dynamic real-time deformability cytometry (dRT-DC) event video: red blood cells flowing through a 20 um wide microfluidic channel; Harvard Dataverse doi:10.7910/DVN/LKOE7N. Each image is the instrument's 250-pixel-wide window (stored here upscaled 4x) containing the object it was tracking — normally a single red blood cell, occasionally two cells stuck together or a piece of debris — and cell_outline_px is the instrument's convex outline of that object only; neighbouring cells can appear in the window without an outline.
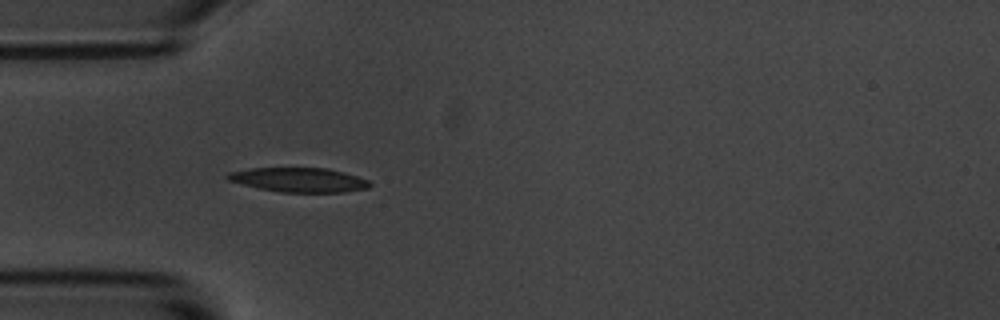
{"species": "common noctule bat (a hibernating species)", "species_latin": "Nyctalus noctula", "temperature_condition": "room temperature", "stored_images_in_passage": 12, "camera_frame_rate_fps": 3000, "um_per_image_px": 0.085, "animal": {"sex": "male", "body_mass_g": 20.1, "forearm_length_mm": 53.5}, "frame": {"image": 1, "passage_image": 6, "time_ms": 1.667, "image_size_px": [1000, 320], "cell_outline_px": [[372, 184], [368, 188], [344, 192], [280, 192], [260, 188], [228, 180], [224, 176], [228, 172], [252, 168], [328, 168], [344, 172], [368, 180]], "centroid_in_image_um": [25.42, 15.28], "position_along_channel_um": 59.6, "area_um2": 20.06}}